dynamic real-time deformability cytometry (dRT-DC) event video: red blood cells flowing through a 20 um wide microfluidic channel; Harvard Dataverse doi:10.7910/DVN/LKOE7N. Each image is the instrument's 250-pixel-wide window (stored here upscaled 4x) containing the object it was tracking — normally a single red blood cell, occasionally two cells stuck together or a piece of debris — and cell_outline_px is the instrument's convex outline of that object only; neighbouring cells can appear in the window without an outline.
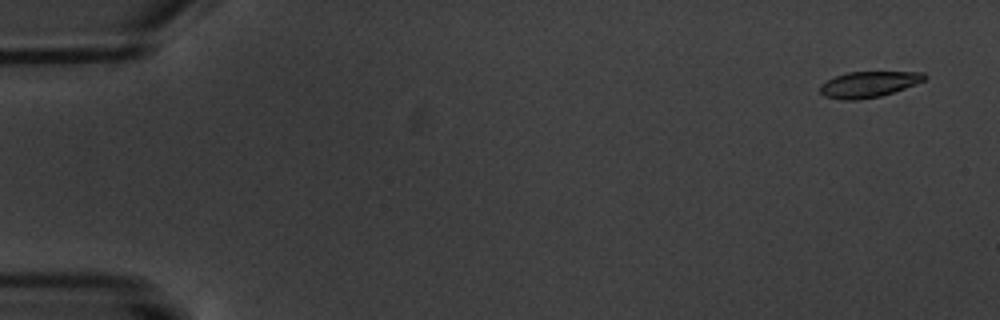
{"species": "common noctule bat (a hibernating species)", "species_latin": "Nyctalus noctula", "temperature_condition": "warm", "stored_images_in_passage": 4, "camera_frame_rate_fps": 3000, "um_per_image_px": 0.085, "animal": {"sex": "male", "body_mass_g": 20.1, "forearm_length_mm": 53.5}, "frame": {"image": 1, "passage_image": 1, "time_ms": 0.0, "image_size_px": [1000, 320], "cell_outline_px": [[928, 76], [924, 80], [904, 88], [880, 96], [856, 100], [840, 100], [824, 96], [820, 92], [820, 84], [836, 76], [848, 72], [924, 72]], "centroid_in_image_um": [73.81, 7.17], "position_along_channel_um": 11.2, "area_um2": 15.61}}